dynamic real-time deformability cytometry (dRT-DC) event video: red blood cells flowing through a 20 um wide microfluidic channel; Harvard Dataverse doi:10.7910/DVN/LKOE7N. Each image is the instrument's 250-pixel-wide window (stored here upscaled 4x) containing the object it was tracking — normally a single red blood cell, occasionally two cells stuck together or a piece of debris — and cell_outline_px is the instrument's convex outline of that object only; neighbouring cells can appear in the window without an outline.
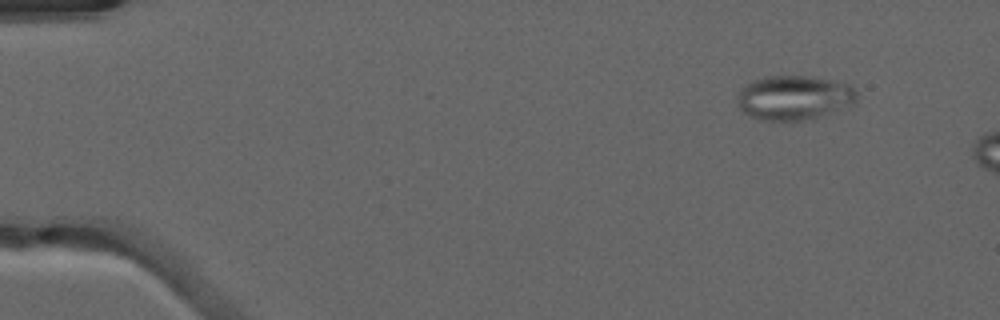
{"species": "common noctule bat (a hibernating species)", "species_latin": "Nyctalus noctula", "temperature_condition": "warm", "stored_images_in_passage": 8, "camera_frame_rate_fps": 3000, "um_per_image_px": 0.085, "animal": {"sex": "male", "forearm_length_mm": 52.5}, "frame": {"image": 1, "passage_image": 3, "time_ms": 0.667, "image_size_px": [1000, 320], "cell_outline_px": [[856, 104], [812, 120], [764, 120], [748, 116], [740, 108], [736, 96], [740, 88], [752, 80], [764, 76], [804, 76], [828, 80], [848, 84], [856, 92]], "centroid_in_image_um": [67.48, 8.32], "position_along_channel_um": 17.5, "area_um2": 31.15}}